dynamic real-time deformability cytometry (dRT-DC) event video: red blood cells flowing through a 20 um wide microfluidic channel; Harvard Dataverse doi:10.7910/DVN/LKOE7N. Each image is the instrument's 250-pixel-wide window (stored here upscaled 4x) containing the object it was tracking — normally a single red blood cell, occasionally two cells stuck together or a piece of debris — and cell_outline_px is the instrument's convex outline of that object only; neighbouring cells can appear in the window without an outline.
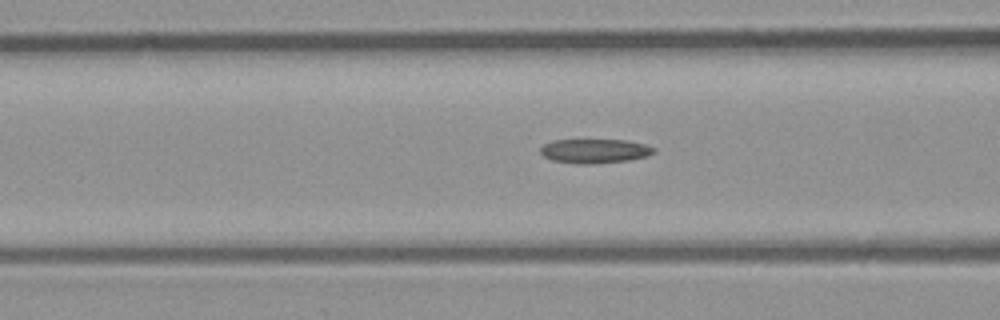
{"species": "common noctule bat (a hibernating species)", "species_latin": "Nyctalus noctula", "temperature_condition": "room temperature", "stored_images_in_passage": 42, "camera_frame_rate_fps": 3000, "um_per_image_px": 0.085, "animal": {"sex": "male", "body_mass_g": 23.1, "forearm_length_mm": 52.7}, "frame": {"image": 1, "passage_image": 12, "time_ms": 3.667, "image_size_px": [1000, 320], "cell_outline_px": [[656, 152], [648, 156], [628, 160], [588, 164], [576, 164], [552, 160], [544, 156], [540, 152], [540, 148], [544, 144], [552, 140], [624, 140], [644, 144], [656, 148]], "centroid_in_image_um": [50.55, 12.83], "position_along_channel_um": 116.1, "area_um2": 16.01}}
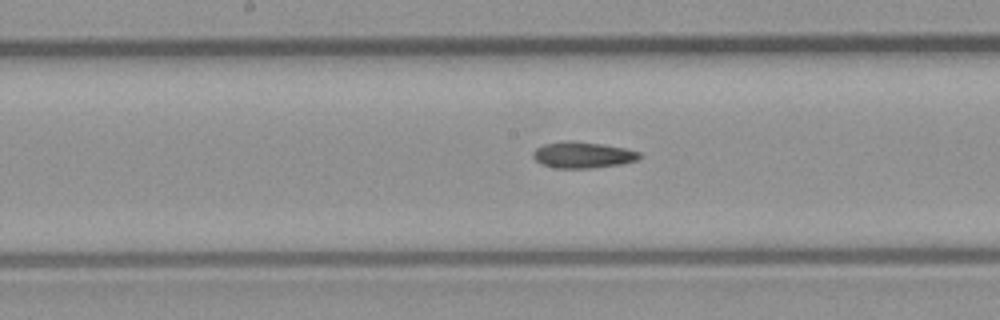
{"frame": {"image": 2, "passage_image": 18, "time_ms": 5.667, "image_size_px": [1000, 320], "cell_outline_px": [[640, 156], [636, 160], [620, 164], [588, 168], [556, 168], [540, 164], [532, 156], [532, 152], [536, 148], [544, 144], [564, 140], [572, 140], [604, 144], [624, 148], [640, 152]], "centroid_in_image_um": [49.48, 13.15], "position_along_channel_um": 198.7, "area_um2": 16.3}}
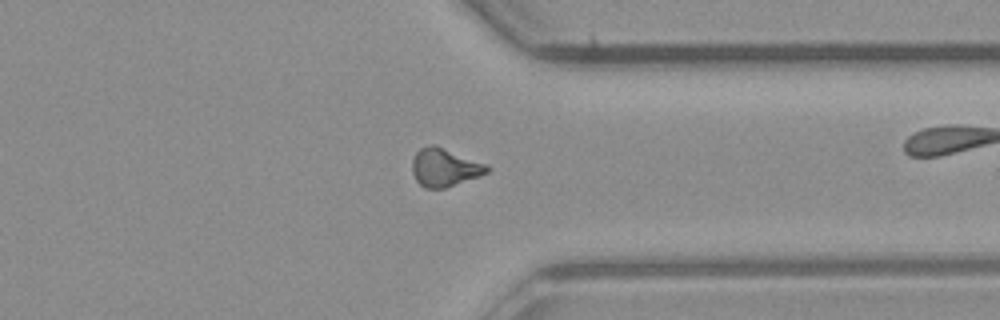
{"frame": {"image": 3, "passage_image": 31, "time_ms": 10.0, "image_size_px": [1000, 320], "cell_outline_px": [[492, 168], [488, 172], [480, 176], [444, 188], [424, 188], [416, 180], [412, 172], [412, 160], [416, 152], [420, 148], [432, 144], [488, 164]], "centroid_in_image_um": [37.8, 14.24], "position_along_channel_um": 373.6, "area_um2": 16.59}}